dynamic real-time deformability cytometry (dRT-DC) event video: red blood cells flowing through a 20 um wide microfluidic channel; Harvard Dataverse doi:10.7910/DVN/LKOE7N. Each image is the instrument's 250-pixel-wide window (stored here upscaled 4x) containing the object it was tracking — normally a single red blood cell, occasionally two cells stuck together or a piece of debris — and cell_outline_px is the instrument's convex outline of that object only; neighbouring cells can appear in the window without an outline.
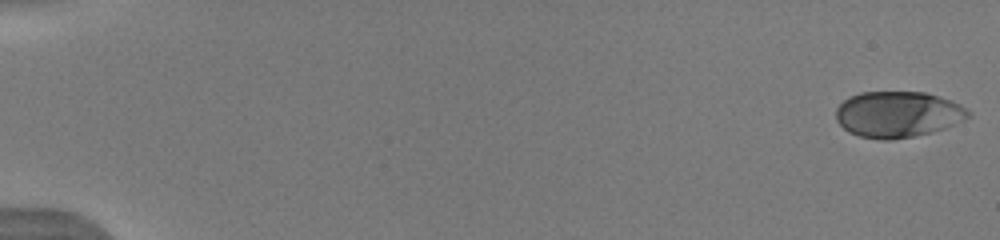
{"species": "human", "species_latin": "Homo sapiens", "temperature_condition": "warm", "stored_images_in_passage": 52, "camera_frame_rate_fps": 3000, "um_per_image_px": 0.085, "donor": {"sex": "male"}, "frame": {"image": 1, "passage_image": 1, "time_ms": 0.0, "image_size_px": [1000, 240], "cell_outline_px": [[972, 116], [964, 120], [944, 128], [932, 132], [892, 140], [884, 140], [860, 136], [848, 132], [836, 120], [836, 108], [848, 96], [860, 92], [924, 92], [952, 100], [960, 104], [972, 112]], "centroid_in_image_um": [76.33, 9.71], "position_along_channel_um": 8.7, "area_um2": 35.66}}
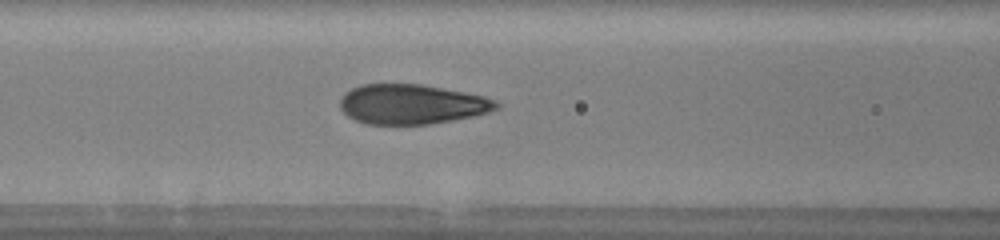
{"frame": {"image": 2, "passage_image": 24, "time_ms": 7.667, "image_size_px": [1000, 240], "cell_outline_px": [[500, 108], [476, 116], [428, 124], [368, 124], [356, 120], [348, 116], [340, 108], [340, 100], [344, 92], [360, 84], [420, 84], [464, 92], [484, 96], [496, 100], [500, 104]], "centroid_in_image_um": [35.01, 8.86], "position_along_channel_um": 131.6, "area_um2": 36.3}}
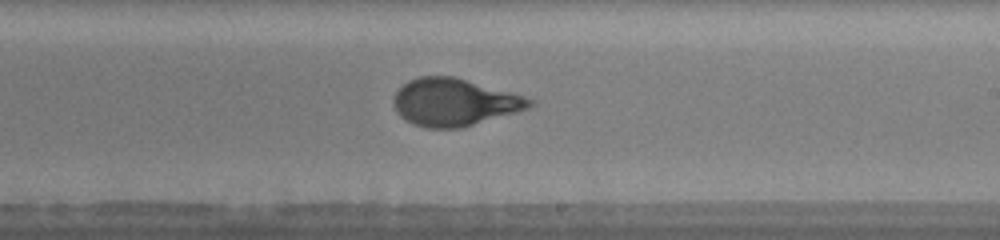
{"frame": {"image": 3, "passage_image": 33, "time_ms": 10.667, "image_size_px": [1000, 240], "cell_outline_px": [[536, 100], [528, 108], [516, 112], [460, 128], [424, 128], [400, 116], [396, 112], [392, 100], [396, 92], [408, 80], [420, 76], [452, 76], [512, 92]], "centroid_in_image_um": [38.6, 8.68], "position_along_channel_um": 250.4, "area_um2": 37.28}, "authors_computed_cell_mechanics": {"area_um2": 37.0209, "velocity_mm_per_s": 3.952, "shape_relaxation_time_tau1_ms": 3.9811, "shape_relaxation_time_tau2_ms": null, "deformation_change_tau1": 0.1895, "deformation_change_tau2": null}}